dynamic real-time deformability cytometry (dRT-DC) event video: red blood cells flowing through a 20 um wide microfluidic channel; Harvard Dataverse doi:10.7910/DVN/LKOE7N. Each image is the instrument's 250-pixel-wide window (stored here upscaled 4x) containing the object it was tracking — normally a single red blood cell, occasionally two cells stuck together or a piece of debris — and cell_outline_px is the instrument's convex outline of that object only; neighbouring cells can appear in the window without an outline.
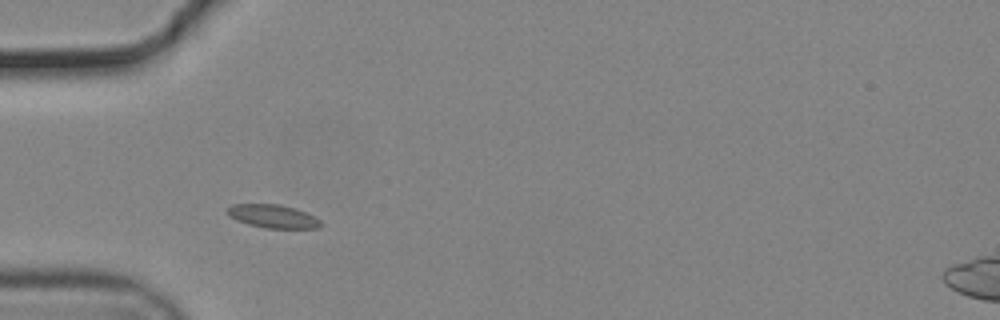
{"species": "common noctule bat (a hibernating species)", "species_latin": "Nyctalus noctula", "temperature_condition": "cold", "stored_images_in_passage": 10, "camera_frame_rate_fps": 3000, "um_per_image_px": 0.085, "animal": {"sex": "male", "body_mass_g": 19.2, "forearm_length_mm": 51.8}, "frame": {"image": 1, "passage_image": 1, "time_ms": 0.0, "image_size_px": [1000, 320], "cell_outline_px": [[320, 224], [316, 228], [264, 228], [248, 224], [236, 220], [224, 212], [232, 204], [280, 204], [296, 208], [320, 220]], "centroid_in_image_um": [23.13, 18.37], "position_along_channel_um": 61.9, "area_um2": 12.6}}
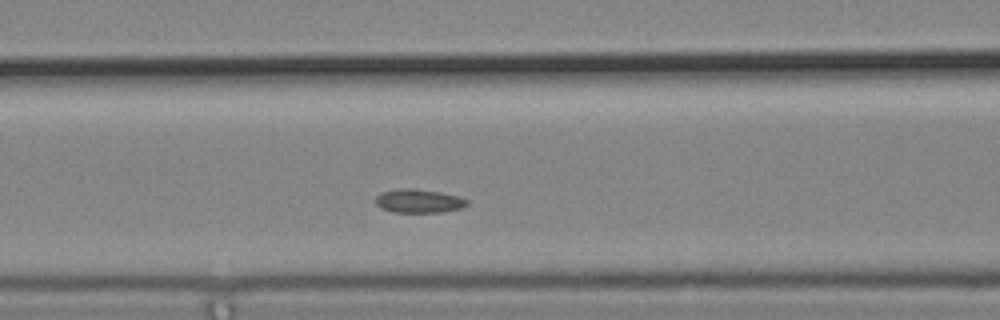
{"frame": {"image": 2, "passage_image": 7, "time_ms": 2.0, "image_size_px": [1000, 320], "cell_outline_px": [[468, 204], [460, 208], [440, 212], [392, 212], [380, 208], [376, 204], [376, 196], [384, 192], [400, 188], [412, 188], [440, 192], [460, 196], [468, 200]], "centroid_in_image_um": [35.6, 17.08], "position_along_channel_um": 131.0, "area_um2": 12.54}}
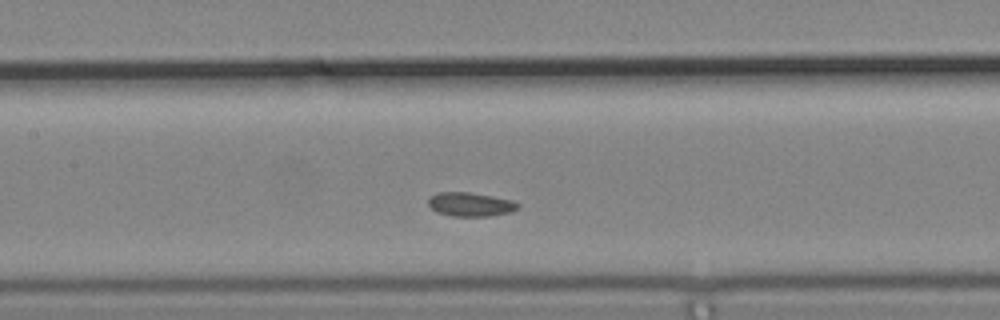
{"frame": {"image": 3, "passage_image": 10, "time_ms": 3.0, "image_size_px": [1000, 320], "cell_outline_px": [[520, 204], [512, 212], [488, 216], [452, 216], [436, 212], [428, 204], [428, 196], [436, 192], [468, 192], [492, 196], [512, 200]], "centroid_in_image_um": [39.94, 17.36], "position_along_channel_um": 167.5, "area_um2": 12.54}}